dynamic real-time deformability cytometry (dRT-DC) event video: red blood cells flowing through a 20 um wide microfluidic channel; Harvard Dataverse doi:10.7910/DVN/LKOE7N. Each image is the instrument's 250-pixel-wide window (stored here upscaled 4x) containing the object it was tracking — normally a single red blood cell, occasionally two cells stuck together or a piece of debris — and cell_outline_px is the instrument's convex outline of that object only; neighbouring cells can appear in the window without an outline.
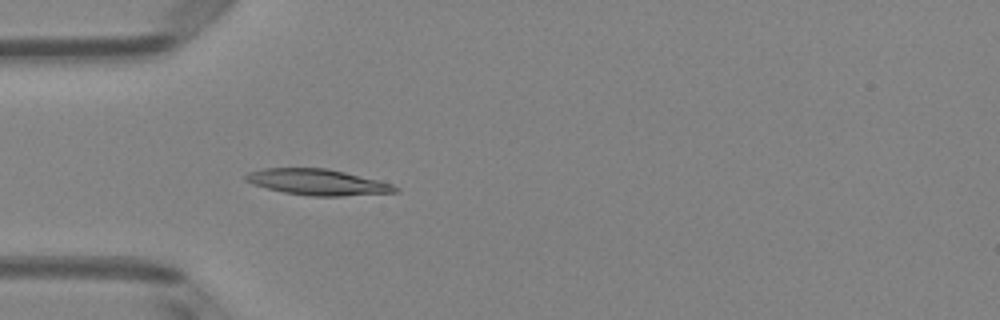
{"species": "Egyptian fruit bat (a non-hibernating species)", "species_latin": "Rousettus aegyptiacus", "temperature_condition": "room temperature", "stored_images_in_passage": 4, "camera_frame_rate_fps": 3000, "um_per_image_px": 0.085, "animal": {"sex": "female"}, "frame": {"image": 1, "passage_image": 4, "time_ms": 1.0, "image_size_px": [1000, 320], "cell_outline_px": [[400, 192], [340, 196], [312, 196], [284, 192], [268, 188], [244, 180], [244, 176], [248, 172], [264, 168], [328, 168], [392, 184], [400, 188]], "centroid_in_image_um": [27.01, 15.48], "position_along_channel_um": 58.0, "area_um2": 22.37}}